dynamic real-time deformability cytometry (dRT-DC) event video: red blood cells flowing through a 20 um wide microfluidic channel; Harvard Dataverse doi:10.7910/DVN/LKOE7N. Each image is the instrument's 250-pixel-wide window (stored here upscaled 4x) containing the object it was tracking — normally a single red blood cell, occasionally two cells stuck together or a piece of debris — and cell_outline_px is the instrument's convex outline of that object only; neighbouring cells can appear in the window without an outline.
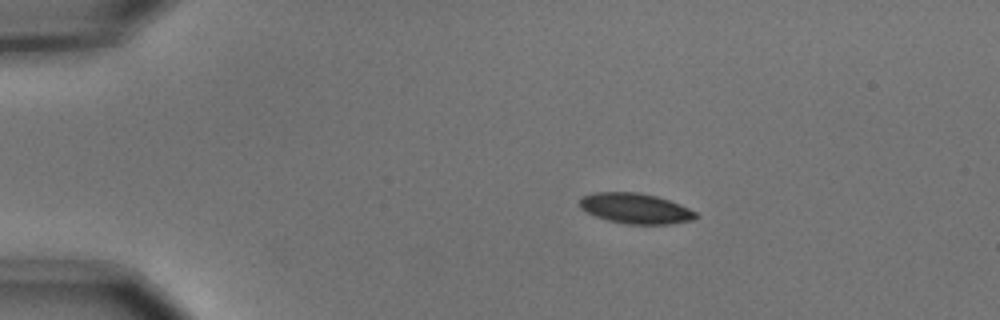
{"species": "common noctule bat (a hibernating species)", "species_latin": "Nyctalus noctula", "temperature_condition": "cold", "stored_images_in_passage": 4, "camera_frame_rate_fps": 3000, "um_per_image_px": 0.085, "animal": {"sex": "male", "body_mass_g": 15.6}, "frame": {"image": 1, "passage_image": 2, "time_ms": 0.333, "image_size_px": [1000, 320], "cell_outline_px": [[700, 216], [692, 220], [668, 224], [628, 224], [608, 220], [596, 216], [580, 208], [580, 196], [596, 192], [636, 192], [656, 196], [680, 204], [696, 212]], "centroid_in_image_um": [54.02, 17.71], "position_along_channel_um": 31.0, "area_um2": 20.46}}